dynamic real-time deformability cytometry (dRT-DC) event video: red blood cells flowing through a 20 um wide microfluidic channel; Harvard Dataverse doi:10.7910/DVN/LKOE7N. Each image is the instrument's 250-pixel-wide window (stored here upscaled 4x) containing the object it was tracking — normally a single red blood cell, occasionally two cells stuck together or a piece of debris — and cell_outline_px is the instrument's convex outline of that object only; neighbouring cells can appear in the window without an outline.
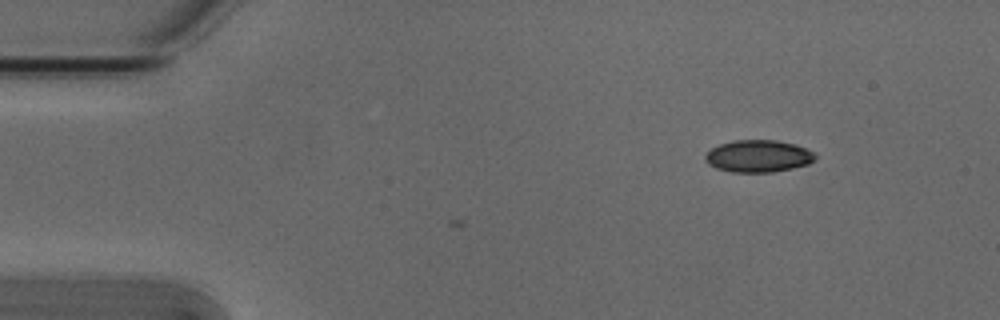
{"species": "Egyptian fruit bat (a non-hibernating species)", "species_latin": "Rousettus aegyptiacus", "temperature_condition": "cold", "stored_images_in_passage": 4, "camera_frame_rate_fps": 3000, "um_per_image_px": 0.085, "animal": {"sex": "male"}, "frame": {"image": 1, "passage_image": 1, "time_ms": 0.0, "image_size_px": [1000, 320], "cell_outline_px": [[816, 156], [808, 164], [792, 168], [772, 172], [732, 172], [716, 168], [708, 164], [704, 160], [704, 156], [712, 148], [720, 144], [732, 140], [776, 140], [796, 144], [812, 152]], "centroid_in_image_um": [64.41, 13.27], "position_along_channel_um": 20.6, "area_um2": 20.52}}